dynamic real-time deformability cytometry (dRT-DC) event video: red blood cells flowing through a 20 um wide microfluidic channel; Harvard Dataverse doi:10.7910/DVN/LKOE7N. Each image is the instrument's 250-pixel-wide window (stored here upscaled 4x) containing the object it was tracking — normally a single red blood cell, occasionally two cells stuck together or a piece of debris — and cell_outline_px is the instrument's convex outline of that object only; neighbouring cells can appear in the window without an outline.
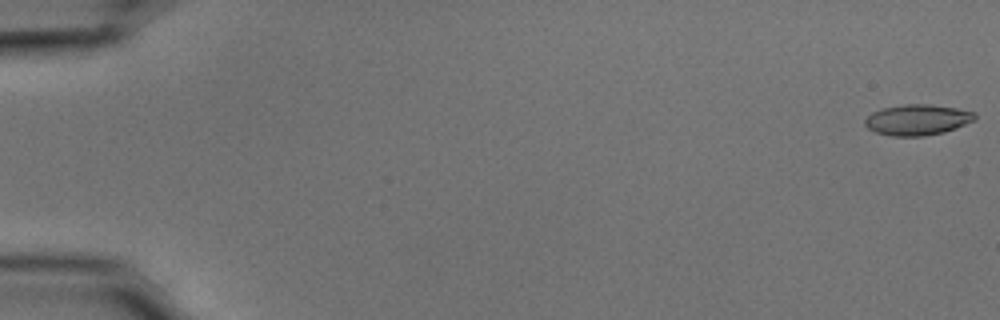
{"species": "common noctule bat (a hibernating species)", "species_latin": "Nyctalus noctula", "temperature_condition": "cold", "stored_images_in_passage": 23, "camera_frame_rate_fps": 3000, "um_per_image_px": 0.085, "animal": {"sex": "male", "body_mass_g": 15.6}, "frame": {"image": 1, "passage_image": 1, "time_ms": 0.0, "image_size_px": [1000, 320], "cell_outline_px": [[976, 116], [972, 120], [956, 128], [944, 132], [920, 136], [892, 136], [876, 132], [868, 128], [864, 124], [864, 120], [872, 112], [884, 108], [904, 104], [928, 104], [956, 108], [976, 112]], "centroid_in_image_um": [77.96, 10.18], "position_along_channel_um": 7.0, "area_um2": 19.48}}
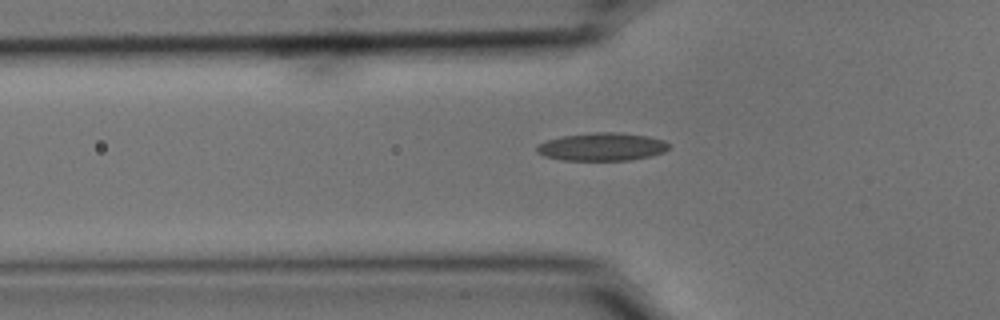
{"frame": {"image": 2, "passage_image": 19, "time_ms": 6.0, "image_size_px": [1000, 320], "cell_outline_px": [[668, 148], [664, 152], [632, 160], [564, 160], [544, 156], [536, 152], [536, 144], [560, 136], [596, 132], [616, 132], [648, 136], [664, 140], [668, 144]], "centroid_in_image_um": [51.13, 12.47], "position_along_channel_um": 74.7, "area_um2": 21.5}}
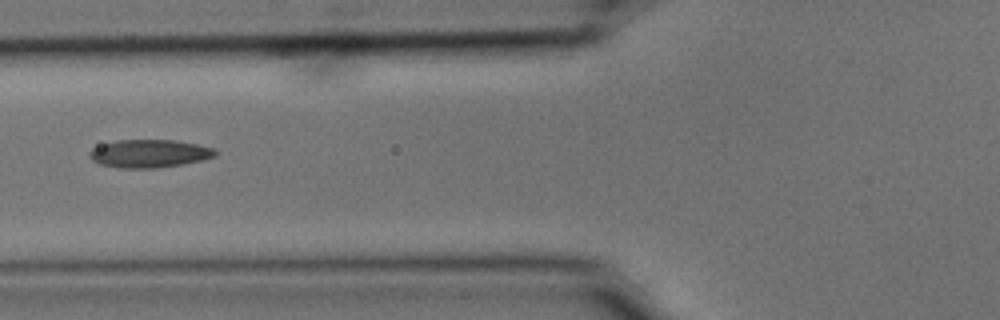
{"frame": {"image": 3, "passage_image": 22, "time_ms": 7.0, "image_size_px": [1000, 320], "cell_outline_px": [[216, 156], [204, 160], [184, 164], [156, 168], [116, 168], [100, 164], [92, 160], [88, 156], [88, 152], [92, 148], [100, 144], [116, 140], [176, 140], [216, 148]], "centroid_in_image_um": [12.68, 13.05], "position_along_channel_um": 113.1, "area_um2": 20.87}}